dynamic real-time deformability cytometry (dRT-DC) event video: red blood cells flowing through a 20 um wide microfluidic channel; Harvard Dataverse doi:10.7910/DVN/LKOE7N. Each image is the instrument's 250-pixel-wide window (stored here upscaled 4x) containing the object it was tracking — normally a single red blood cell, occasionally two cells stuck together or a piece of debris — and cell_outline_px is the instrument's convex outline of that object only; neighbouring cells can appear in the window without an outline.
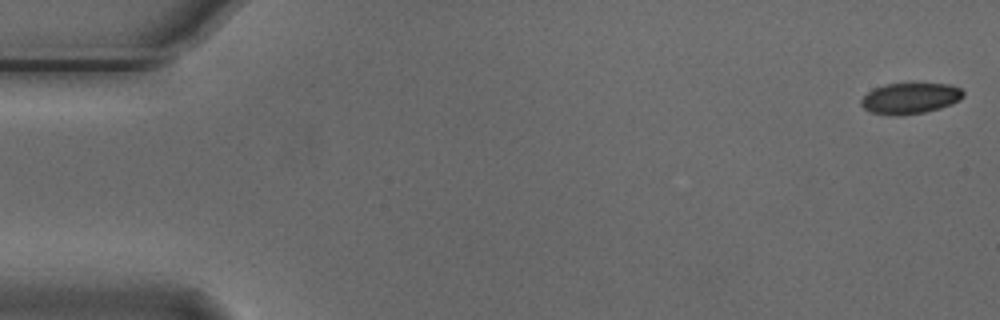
{"species": "Egyptian fruit bat (a non-hibernating species)", "species_latin": "Rousettus aegyptiacus", "temperature_condition": "cold", "stored_images_in_passage": 55, "camera_frame_rate_fps": 3000, "um_per_image_px": 0.085, "animal": {"sex": "male"}, "frame": {"image": 1, "passage_image": 1, "time_ms": 0.0, "image_size_px": [1000, 320], "cell_outline_px": [[964, 96], [960, 100], [952, 104], [940, 108], [924, 112], [872, 112], [864, 108], [860, 104], [860, 100], [868, 92], [884, 84], [912, 80], [948, 84], [960, 88], [964, 92]], "centroid_in_image_um": [77.44, 8.24], "position_along_channel_um": 7.6, "area_um2": 18.44}}
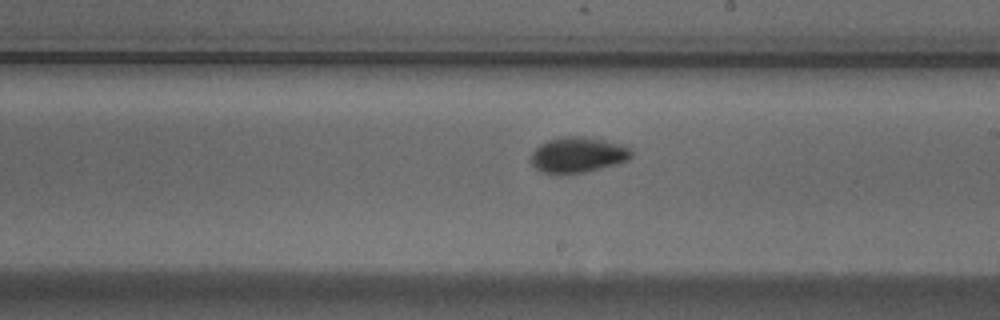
{"frame": {"image": 2, "passage_image": 31, "time_ms": 10.0, "image_size_px": [1000, 320], "cell_outline_px": [[632, 156], [628, 160], [616, 164], [584, 172], [540, 172], [532, 164], [532, 152], [540, 144], [548, 140], [564, 136], [592, 136], [624, 144], [632, 148]], "centroid_in_image_um": [49.19, 13.11], "position_along_channel_um": 239.8, "area_um2": 20.81}}
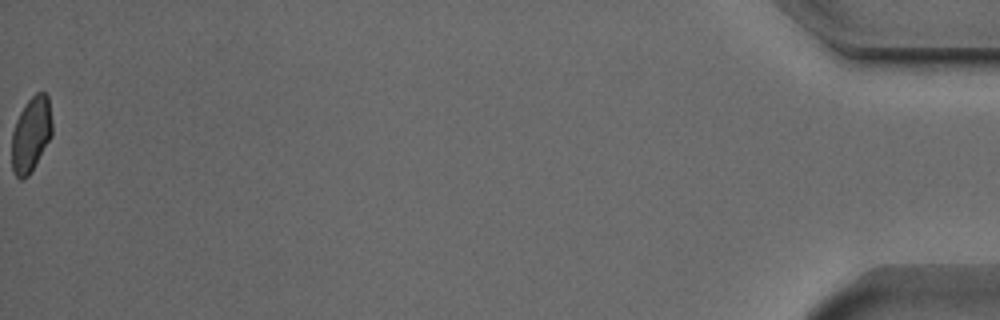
{"frame": {"image": 3, "passage_image": 55, "time_ms": 18.0, "image_size_px": [1000, 320], "cell_outline_px": [[52, 136], [28, 176], [24, 180], [20, 180], [12, 172], [12, 132], [16, 120], [24, 104], [36, 92], [44, 92], [48, 96], [52, 120]], "centroid_in_image_um": [2.63, 11.42], "position_along_channel_um": 432.6, "area_um2": 17.8}, "authors_computed_cell_mechanics": {"area_um2": 19.4786, "velocity_mm_per_s": 3.7419, "shape_relaxation_time_tau1_ms": 2.3382, "shape_relaxation_time_tau2_ms": 1.6461, "deformation_change_tau1": 0.0864, "deformation_change_tau2": 0.0438}}